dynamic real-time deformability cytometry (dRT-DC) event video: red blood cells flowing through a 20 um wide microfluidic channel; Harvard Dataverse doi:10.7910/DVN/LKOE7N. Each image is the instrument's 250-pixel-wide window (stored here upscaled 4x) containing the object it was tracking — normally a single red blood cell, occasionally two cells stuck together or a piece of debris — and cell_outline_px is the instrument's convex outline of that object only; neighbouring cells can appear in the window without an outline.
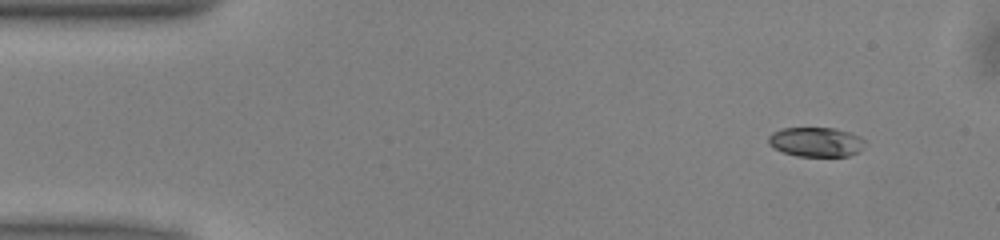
{"species": "common noctule bat (a hibernating species)", "species_latin": "Nyctalus noctula", "temperature_condition": "warm", "stored_images_in_passage": 49, "camera_frame_rate_fps": 3000, "um_per_image_px": 0.085, "animal": {"sex": "male", "body_mass_g": 13.0, "forearm_length_mm": 53.1}, "frame": {"image": 1, "passage_image": 3, "time_ms": 0.667, "image_size_px": [1000, 240], "cell_outline_px": [[864, 140], [860, 148], [856, 152], [848, 156], [796, 156], [784, 152], [768, 144], [768, 136], [772, 132], [784, 128], [836, 128], [860, 136]], "centroid_in_image_um": [69.32, 12.06], "position_along_channel_um": 15.7, "area_um2": 16.36}}
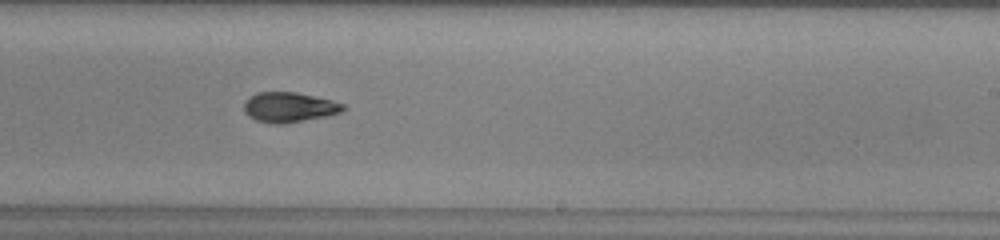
{"frame": {"image": 2, "passage_image": 29, "time_ms": 9.333, "image_size_px": [1000, 240], "cell_outline_px": [[348, 108], [340, 112], [328, 116], [284, 124], [276, 124], [256, 120], [248, 116], [244, 112], [244, 100], [248, 96], [256, 92], [296, 92], [332, 100], [344, 104]], "centroid_in_image_um": [24.57, 9.11], "position_along_channel_um": 264.4, "area_um2": 17.57}}
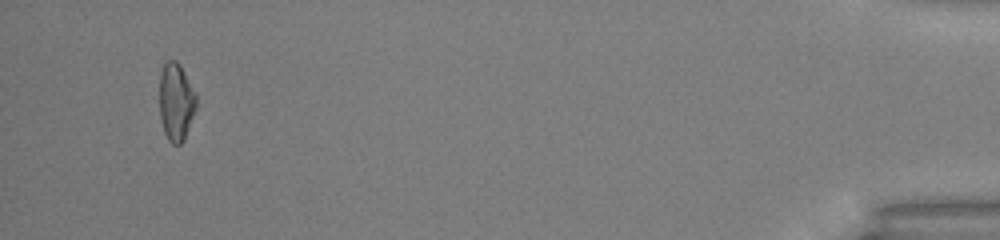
{"frame": {"image": 3, "passage_image": 47, "time_ms": 15.333, "image_size_px": [1000, 240], "cell_outline_px": [[196, 108], [184, 140], [180, 144], [172, 144], [168, 140], [164, 132], [160, 116], [160, 72], [164, 60], [176, 60], [180, 64], [196, 92]], "centroid_in_image_um": [14.96, 8.62], "position_along_channel_um": 420.2, "area_um2": 16.88}, "authors_computed_cell_mechanics": {"area_um2": 17.051, "velocity_mm_per_s": 4.0091, "shape_relaxation_time_tau1_ms": 5.568, "shape_relaxation_time_tau2_ms": 4.5179, "deformation_change_tau1": 0.1606, "deformation_change_tau2": 0.1142}}